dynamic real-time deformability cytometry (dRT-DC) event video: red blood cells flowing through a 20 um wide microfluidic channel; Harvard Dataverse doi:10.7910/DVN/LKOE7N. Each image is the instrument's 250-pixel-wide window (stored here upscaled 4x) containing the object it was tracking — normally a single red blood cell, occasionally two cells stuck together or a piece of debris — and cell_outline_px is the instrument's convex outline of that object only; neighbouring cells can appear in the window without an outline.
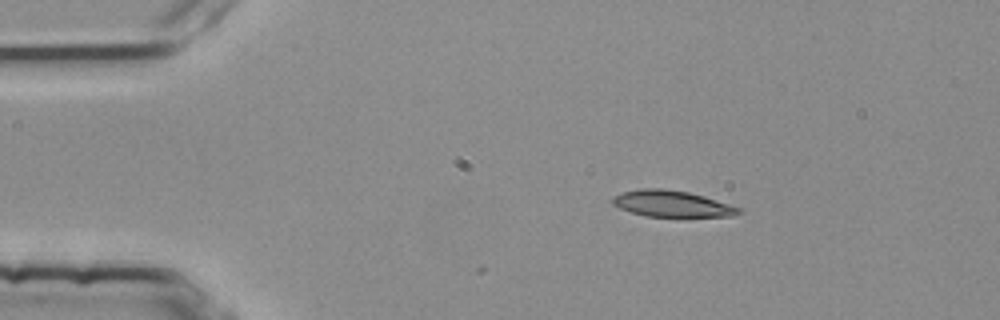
{"species": "common noctule bat (a hibernating species)", "species_latin": "Nyctalus noctula", "temperature_condition": "room temperature", "stored_images_in_passage": 6, "camera_frame_rate_fps": 3000, "um_per_image_px": 0.085, "animal": {"sex": "female", "body_mass_g": 25.1}, "frame": {"image": 1, "passage_image": 6, "time_ms": 1.667, "image_size_px": [1000, 320], "cell_outline_px": [[740, 212], [732, 216], [644, 216], [620, 208], [612, 204], [612, 196], [620, 192], [644, 188], [664, 188], [688, 192], [704, 196], [740, 208]], "centroid_in_image_um": [57.04, 17.3], "position_along_channel_um": 28.0, "area_um2": 19.13}}